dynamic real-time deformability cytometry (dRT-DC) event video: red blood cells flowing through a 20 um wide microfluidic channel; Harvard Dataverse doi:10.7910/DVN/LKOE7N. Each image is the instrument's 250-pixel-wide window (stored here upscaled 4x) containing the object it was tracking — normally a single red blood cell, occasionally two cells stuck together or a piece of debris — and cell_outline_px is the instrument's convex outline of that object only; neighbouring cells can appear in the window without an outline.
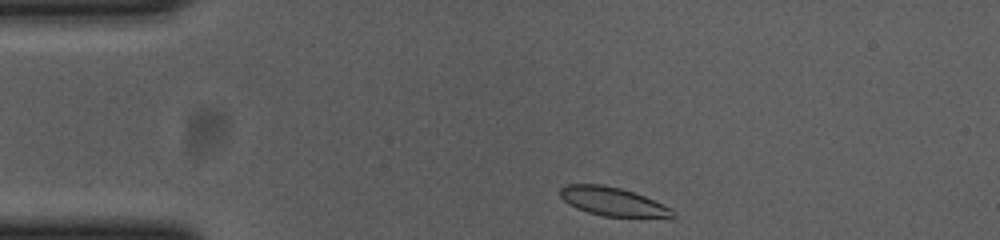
{"species": "common noctule bat (a hibernating species)", "species_latin": "Nyctalus noctula", "temperature_condition": "cold", "stored_images_in_passage": 37, "camera_frame_rate_fps": 3000, "um_per_image_px": 0.085, "animal": {"sex": "female", "body_mass_g": 23.0, "forearm_length_mm": 53.4}, "frame": {"image": 1, "passage_image": 1, "time_ms": 0.0, "image_size_px": [1000, 240], "cell_outline_px": [[676, 216], [672, 220], [604, 216], [588, 212], [576, 208], [568, 204], [560, 196], [560, 188], [568, 184], [600, 184], [620, 188], [644, 196], [672, 208]], "centroid_in_image_um": [52.2, 17.19], "position_along_channel_um": 32.8, "area_um2": 19.36}}
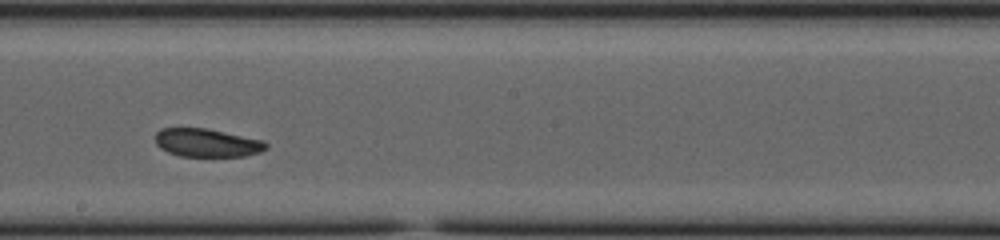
{"frame": {"image": 2, "passage_image": 21, "time_ms": 6.667, "image_size_px": [1000, 240], "cell_outline_px": [[268, 148], [260, 152], [244, 156], [180, 156], [168, 152], [160, 148], [156, 144], [156, 132], [160, 128], [204, 128], [264, 140], [268, 144]], "centroid_in_image_um": [17.6, 12.14], "position_along_channel_um": 230.6, "area_um2": 18.21}}
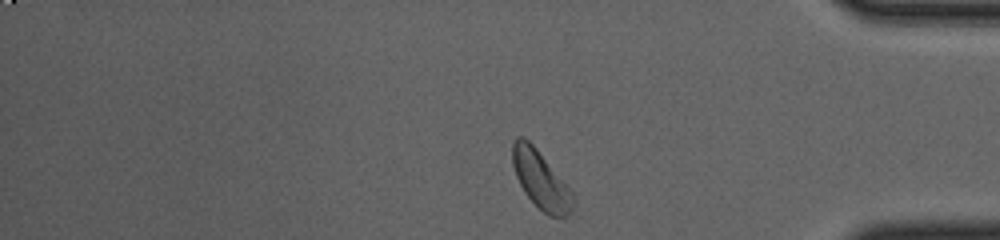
{"frame": {"image": 3, "passage_image": 36, "time_ms": 11.667, "image_size_px": [1000, 240], "cell_outline_px": [[576, 200], [568, 216], [560, 220], [548, 216], [524, 192], [516, 176], [512, 164], [512, 144], [516, 136], [524, 136], [536, 148], [572, 192]], "centroid_in_image_um": [45.97, 15.32], "position_along_channel_um": 389.2, "area_um2": 20.35}}